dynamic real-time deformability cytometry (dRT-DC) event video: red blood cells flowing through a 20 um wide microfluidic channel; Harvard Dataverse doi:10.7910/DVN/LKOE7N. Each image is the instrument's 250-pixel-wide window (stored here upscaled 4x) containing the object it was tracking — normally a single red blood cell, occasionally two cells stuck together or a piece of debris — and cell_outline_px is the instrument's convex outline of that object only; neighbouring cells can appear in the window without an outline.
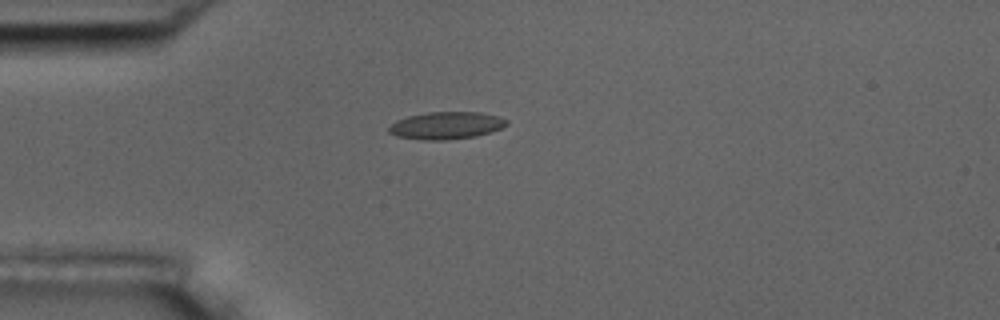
{"species": "common noctule bat (a hibernating species)", "species_latin": "Nyctalus noctula", "temperature_condition": "room temperature", "stored_images_in_passage": 4, "camera_frame_rate_fps": 3000, "um_per_image_px": 0.085, "animal": {"sex": "male", "body_mass_g": 17.5, "forearm_length_mm": 52.3}, "frame": {"image": 1, "passage_image": 4, "time_ms": 4.333, "image_size_px": [1000, 320], "cell_outline_px": [[508, 124], [500, 128], [476, 136], [448, 140], [420, 140], [396, 136], [388, 132], [388, 128], [396, 120], [408, 116], [428, 112], [480, 112], [500, 116], [508, 120]], "centroid_in_image_um": [37.92, 10.66], "position_along_channel_um": 47.1, "area_um2": 18.84}}